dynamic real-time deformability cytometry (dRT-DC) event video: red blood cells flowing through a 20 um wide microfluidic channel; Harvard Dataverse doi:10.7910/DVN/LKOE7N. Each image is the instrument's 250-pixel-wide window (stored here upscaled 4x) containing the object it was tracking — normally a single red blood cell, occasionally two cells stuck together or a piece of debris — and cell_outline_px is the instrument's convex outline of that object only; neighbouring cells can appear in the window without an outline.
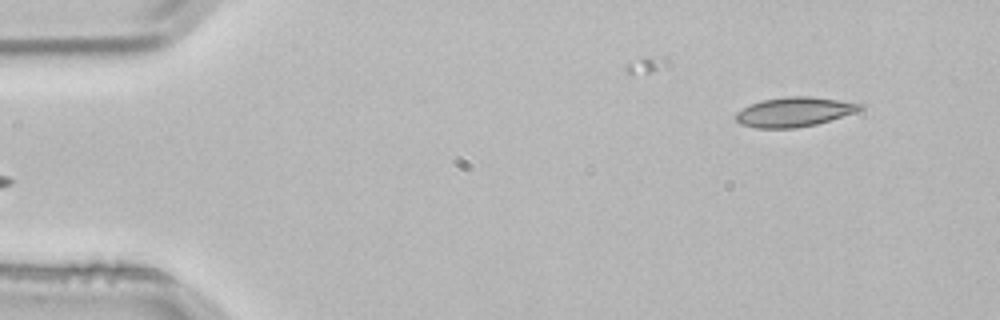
{"species": "common noctule bat (a hibernating species)", "species_latin": "Nyctalus noctula", "temperature_condition": "room temperature", "stored_images_in_passage": 3, "camera_frame_rate_fps": 3000, "um_per_image_px": 0.085, "animal": {"sex": "male", "body_mass_g": 21.5, "forearm_length_mm": 52.0}, "frame": {"image": 1, "passage_image": 3, "time_ms": 0.667, "image_size_px": [1000, 320], "cell_outline_px": [[864, 108], [856, 112], [816, 124], [796, 128], [756, 128], [740, 124], [736, 120], [736, 112], [748, 104], [764, 100], [788, 96], [812, 96], [864, 104]], "centroid_in_image_um": [67.5, 9.51], "position_along_channel_um": 17.5, "area_um2": 21.39}}